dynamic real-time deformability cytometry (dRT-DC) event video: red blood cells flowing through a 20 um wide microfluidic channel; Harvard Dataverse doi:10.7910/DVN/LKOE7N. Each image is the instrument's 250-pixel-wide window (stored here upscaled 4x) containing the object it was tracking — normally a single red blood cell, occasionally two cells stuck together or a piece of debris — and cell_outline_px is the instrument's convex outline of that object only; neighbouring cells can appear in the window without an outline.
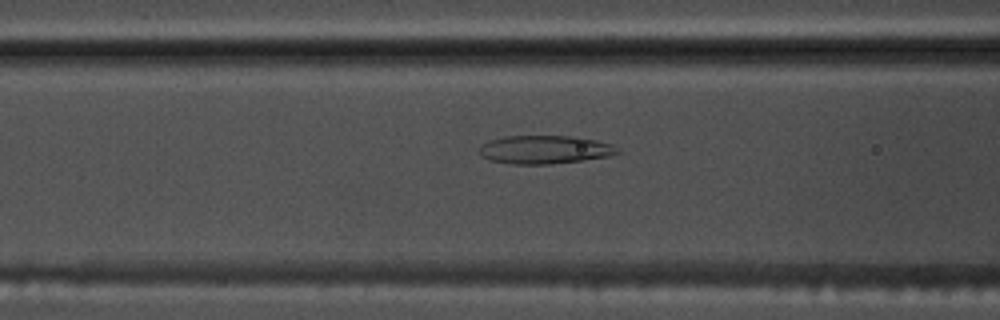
{"species": "common noctule bat (a hibernating species)", "species_latin": "Nyctalus noctula", "temperature_condition": "warm", "stored_images_in_passage": 55, "camera_frame_rate_fps": 3000, "um_per_image_px": 0.085, "animal": {"sex": "male", "body_mass_g": 17.5, "forearm_length_mm": 52.3}, "frame": {"image": 1, "passage_image": 22, "time_ms": 7.0, "image_size_px": [1000, 320], "cell_outline_px": [[620, 152], [608, 156], [580, 160], [548, 164], [512, 164], [488, 160], [480, 156], [480, 144], [488, 140], [504, 136], [576, 136], [596, 140], [612, 144]], "centroid_in_image_um": [46.24, 12.71], "position_along_channel_um": 120.4, "area_um2": 22.83}}
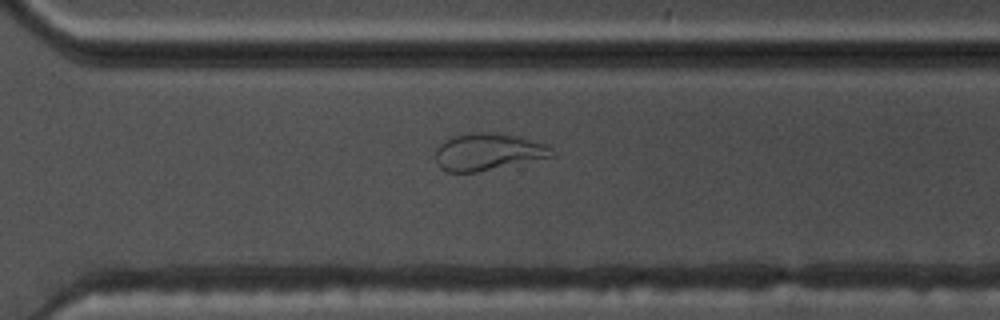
{"frame": {"image": 2, "passage_image": 39, "time_ms": 12.667, "image_size_px": [1000, 320], "cell_outline_px": [[556, 156], [476, 172], [448, 172], [440, 168], [436, 160], [436, 148], [444, 140], [452, 136], [468, 132], [492, 132], [516, 136], [548, 144], [556, 152]], "centroid_in_image_um": [41.5, 12.89], "position_along_channel_um": 329.1, "area_um2": 25.32}}
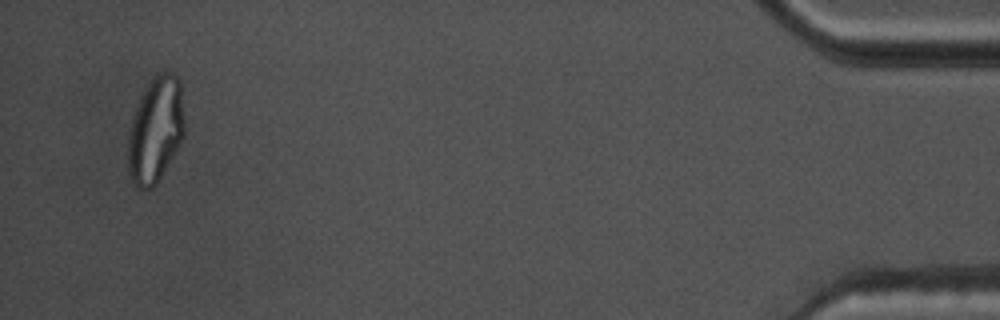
{"frame": {"image": 3, "passage_image": 53, "time_ms": 17.333, "image_size_px": [1000, 320], "cell_outline_px": [[184, 136], [180, 144], [156, 184], [148, 192], [136, 188], [128, 172], [128, 136], [132, 116], [140, 96], [148, 84], [160, 72], [172, 72], [180, 80], [184, 120]], "centroid_in_image_um": [13.21, 11.08], "position_along_channel_um": 422.0, "area_um2": 34.97}, "authors_computed_cell_mechanics": {"area_um2": 28.9578, "velocity_mm_per_s": 3.698, "shape_relaxation_time_tau1_ms": null, "shape_relaxation_time_tau2_ms": 1.5227, "deformation_change_tau1": null, "deformation_change_tau2": 0.0867}}